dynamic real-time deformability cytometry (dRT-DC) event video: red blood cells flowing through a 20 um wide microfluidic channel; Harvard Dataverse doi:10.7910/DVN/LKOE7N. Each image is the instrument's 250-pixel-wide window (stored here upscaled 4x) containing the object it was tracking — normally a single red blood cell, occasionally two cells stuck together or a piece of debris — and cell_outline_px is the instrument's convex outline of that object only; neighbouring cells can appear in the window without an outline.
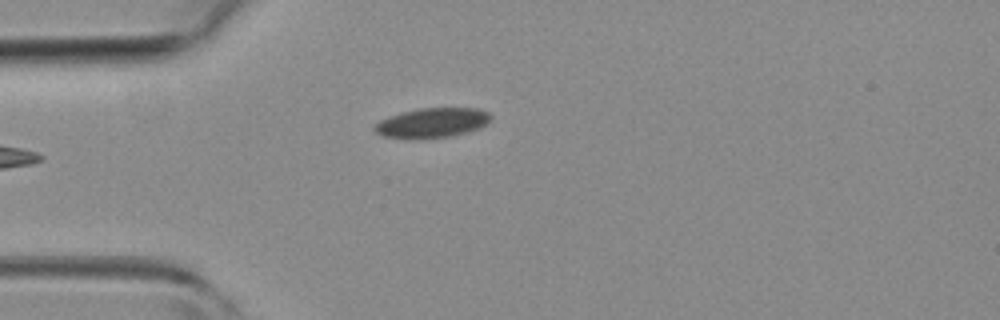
{"species": "common noctule bat (a hibernating species)", "species_latin": "Nyctalus noctula", "temperature_condition": "room temperature", "stored_images_in_passage": 4, "camera_frame_rate_fps": 3000, "um_per_image_px": 0.085, "animal": {"sex": "female", "body_mass_g": 19.3, "forearm_length_mm": 54.1}, "frame": {"image": 1, "passage_image": 4, "time_ms": 3.333, "image_size_px": [1000, 320], "cell_outline_px": [[492, 120], [488, 124], [480, 128], [468, 132], [448, 136], [424, 140], [408, 140], [384, 136], [376, 132], [372, 128], [380, 120], [404, 112], [420, 108], [480, 108], [488, 112], [492, 116]], "centroid_in_image_um": [36.77, 10.46], "position_along_channel_um": 48.2, "area_um2": 20.52}}